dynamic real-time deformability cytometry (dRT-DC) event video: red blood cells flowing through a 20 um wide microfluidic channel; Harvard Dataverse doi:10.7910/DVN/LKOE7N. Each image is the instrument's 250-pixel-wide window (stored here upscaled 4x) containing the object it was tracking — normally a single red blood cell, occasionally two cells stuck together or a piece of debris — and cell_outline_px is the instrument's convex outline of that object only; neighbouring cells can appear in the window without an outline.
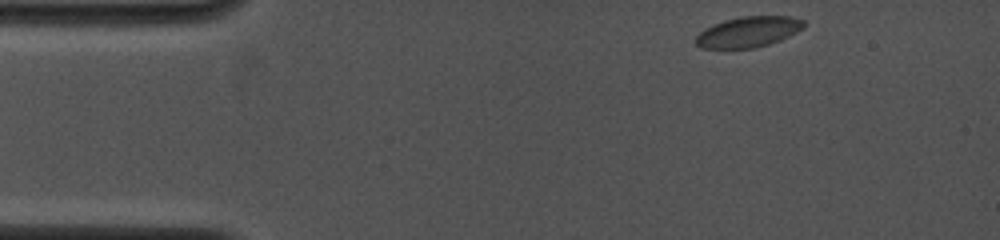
{"species": "common noctule bat (a hibernating species)", "species_latin": "Nyctalus noctula", "temperature_condition": "cold", "stored_images_in_passage": 37, "camera_frame_rate_fps": 4000, "um_per_image_px": 0.085, "animal": {"sex": "female", "body_mass_g": 19.0, "forearm_length_mm": 53.3}, "frame": {"image": 1, "passage_image": 1, "time_ms": 0.0, "image_size_px": [1000, 240], "cell_outline_px": [[804, 28], [780, 40], [756, 48], [700, 48], [696, 44], [696, 36], [704, 28], [724, 20], [744, 16], [792, 16], [804, 20]], "centroid_in_image_um": [63.61, 2.71], "position_along_channel_um": 21.4, "area_um2": 19.25}}
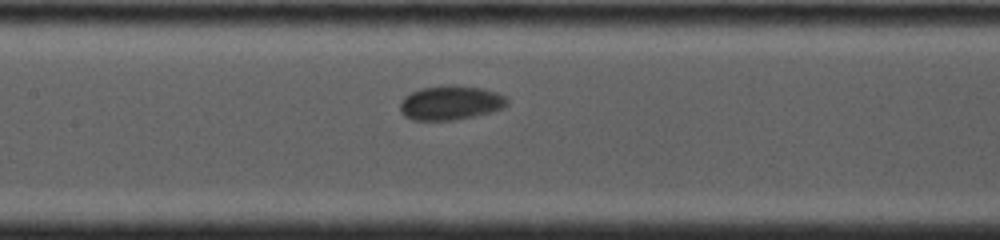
{"frame": {"image": 2, "passage_image": 16, "time_ms": 5.75, "image_size_px": [1000, 240], "cell_outline_px": [[508, 104], [504, 108], [492, 112], [452, 120], [412, 120], [404, 116], [400, 112], [400, 104], [404, 96], [420, 88], [484, 88], [496, 92], [504, 96], [508, 100]], "centroid_in_image_um": [38.29, 8.79], "position_along_channel_um": 169.1, "area_um2": 20.63}}
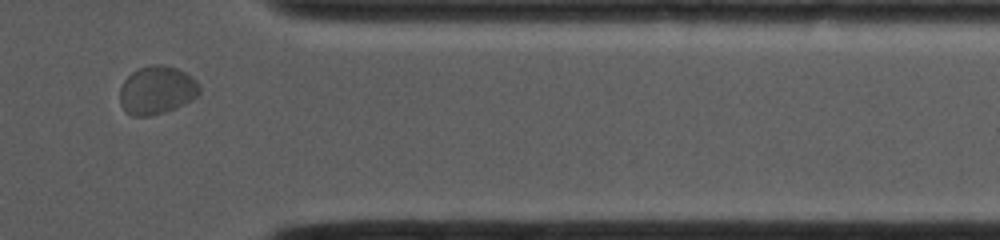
{"frame": {"image": 3, "passage_image": 32, "time_ms": 11.75, "image_size_px": [1000, 240], "cell_outline_px": [[200, 92], [192, 100], [164, 112], [152, 116], [132, 116], [120, 104], [120, 88], [124, 80], [136, 68], [152, 64], [164, 64], [176, 68], [192, 76], [200, 84]], "centroid_in_image_um": [13.33, 7.64], "position_along_channel_um": 398.1, "area_um2": 22.48}, "authors_computed_cell_mechanics": {"area_um2": 20.7502, "velocity_mm_per_s": 3.8562, "shape_relaxation_time_tau1_ms": 4.3836, "shape_relaxation_time_tau2_ms": null, "deformation_change_tau1": 0.044, "deformation_change_tau2": null}}